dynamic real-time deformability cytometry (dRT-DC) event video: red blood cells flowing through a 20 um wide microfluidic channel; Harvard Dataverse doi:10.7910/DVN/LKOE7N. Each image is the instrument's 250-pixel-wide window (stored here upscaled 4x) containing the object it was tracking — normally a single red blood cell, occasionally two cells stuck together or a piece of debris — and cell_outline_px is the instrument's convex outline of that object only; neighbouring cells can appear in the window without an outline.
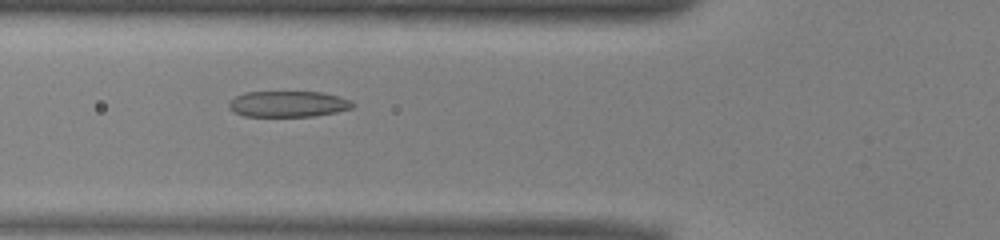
{"species": "common noctule bat (a hibernating species)", "species_latin": "Nyctalus noctula", "temperature_condition": "warm", "stored_images_in_passage": 43, "camera_frame_rate_fps": 3000, "um_per_image_px": 0.085, "animal": {"sex": "male", "body_mass_g": 13.0, "forearm_length_mm": 53.1}, "frame": {"image": 1, "passage_image": 18, "time_ms": 5.667, "image_size_px": [1000, 240], "cell_outline_px": [[356, 104], [352, 108], [336, 112], [312, 116], [244, 116], [228, 108], [228, 100], [244, 92], [320, 92], [340, 96], [352, 100]], "centroid_in_image_um": [24.5, 8.83], "position_along_channel_um": 101.3, "area_um2": 18.84}}
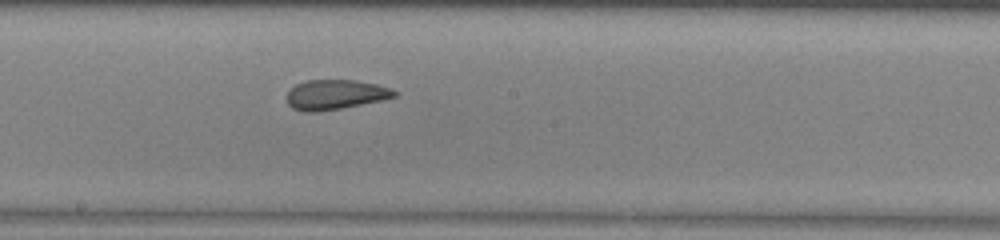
{"frame": {"image": 2, "passage_image": 27, "time_ms": 8.667, "image_size_px": [1000, 240], "cell_outline_px": [[400, 92], [396, 96], [380, 100], [340, 108], [316, 112], [304, 112], [292, 108], [288, 104], [288, 92], [296, 84], [304, 80], [356, 80], [376, 84], [392, 88]], "centroid_in_image_um": [28.51, 8.03], "position_along_channel_um": 219.7, "area_um2": 18.61}}
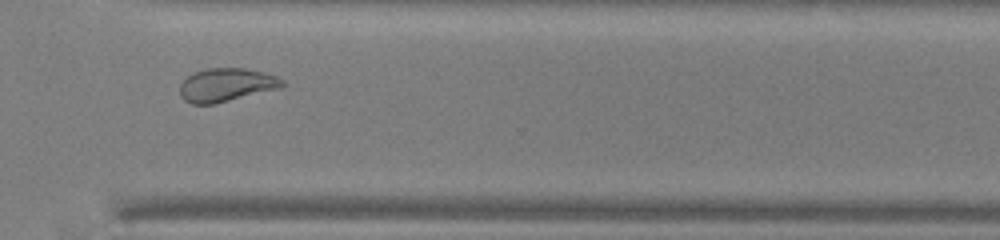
{"frame": {"image": 3, "passage_image": 37, "time_ms": 12.0, "image_size_px": [1000, 240], "cell_outline_px": [[288, 84], [280, 88], [216, 104], [192, 104], [184, 100], [180, 96], [180, 84], [188, 76], [196, 72], [208, 68], [244, 68], [264, 72], [276, 76], [284, 80]], "centroid_in_image_um": [19.27, 7.23], "position_along_channel_um": 351.3, "area_um2": 20.06}, "authors_computed_cell_mechanics": {"area_um2": 20.6924, "velocity_mm_per_s": 3.9442, "shape_relaxation_time_tau1_ms": 10.943, "shape_relaxation_time_tau2_ms": 1.6019, "deformation_change_tau1": 0.2314, "deformation_change_tau2": 0.0844}}